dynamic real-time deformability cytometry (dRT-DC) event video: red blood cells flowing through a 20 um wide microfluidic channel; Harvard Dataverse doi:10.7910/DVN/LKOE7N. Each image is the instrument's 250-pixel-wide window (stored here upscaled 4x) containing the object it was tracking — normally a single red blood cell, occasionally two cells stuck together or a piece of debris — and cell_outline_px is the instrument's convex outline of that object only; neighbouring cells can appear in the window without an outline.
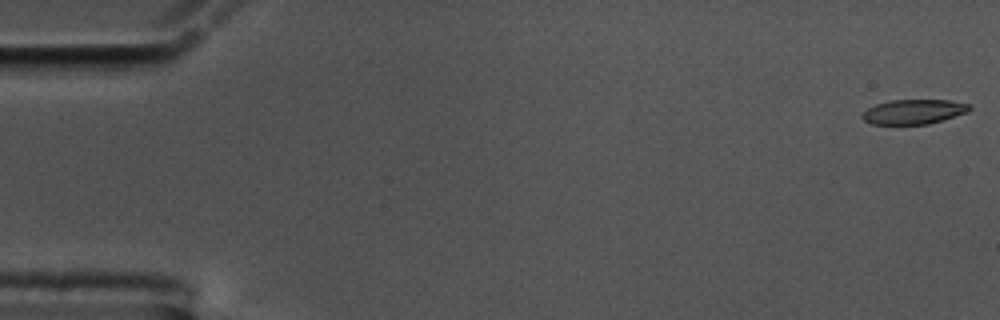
{"species": "common noctule bat (a hibernating species)", "species_latin": "Nyctalus noctula", "temperature_condition": "cold", "stored_images_in_passage": 56, "camera_frame_rate_fps": 3000, "um_per_image_px": 0.085, "animal": {"sex": "male", "body_mass_g": 17.5, "forearm_length_mm": 52.3}, "frame": {"image": 1, "passage_image": 1, "time_ms": 0.0, "image_size_px": [1000, 320], "cell_outline_px": [[972, 108], [968, 112], [928, 124], [872, 124], [864, 120], [860, 116], [868, 108], [876, 104], [888, 100], [948, 100], [972, 104]], "centroid_in_image_um": [77.68, 9.49], "position_along_channel_um": 7.3, "area_um2": 15.43}}
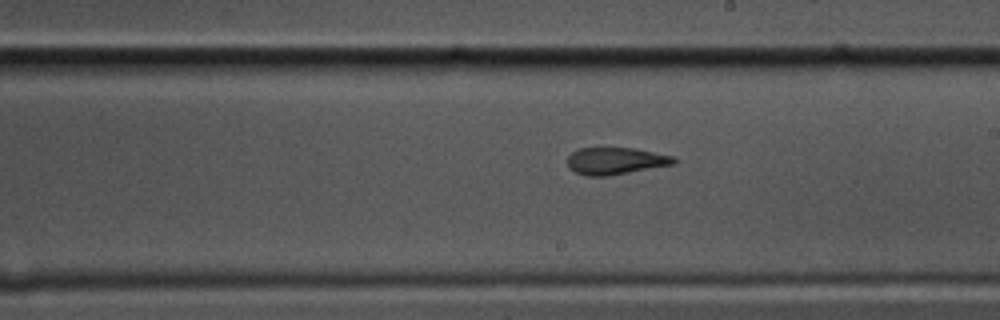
{"frame": {"image": 2, "passage_image": 32, "time_ms": 10.333, "image_size_px": [1000, 320], "cell_outline_px": [[676, 164], [608, 176], [584, 176], [568, 168], [568, 156], [572, 152], [580, 148], [636, 148], [672, 156], [676, 160]], "centroid_in_image_um": [52.31, 13.68], "position_along_channel_um": 236.7, "area_um2": 16.82}}
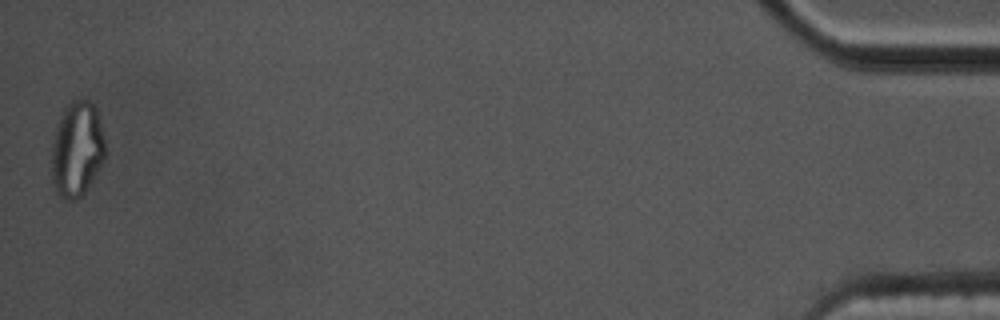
{"frame": {"image": 3, "passage_image": 56, "time_ms": 18.333, "image_size_px": [1000, 320], "cell_outline_px": [[104, 160], [92, 180], [84, 192], [80, 196], [72, 200], [68, 200], [60, 196], [56, 192], [52, 180], [52, 144], [56, 128], [60, 116], [64, 108], [72, 100], [88, 100], [96, 108], [104, 136]], "centroid_in_image_um": [6.53, 12.67], "position_along_channel_um": 428.7, "area_um2": 29.42}, "authors_computed_cell_mechanics": {"area_um2": 17.34, "velocity_mm_per_s": 3.5721, "shape_relaxation_time_tau1_ms": null, "shape_relaxation_time_tau2_ms": 2.1211, "deformation_change_tau1": null, "deformation_change_tau2": 0.0764}}